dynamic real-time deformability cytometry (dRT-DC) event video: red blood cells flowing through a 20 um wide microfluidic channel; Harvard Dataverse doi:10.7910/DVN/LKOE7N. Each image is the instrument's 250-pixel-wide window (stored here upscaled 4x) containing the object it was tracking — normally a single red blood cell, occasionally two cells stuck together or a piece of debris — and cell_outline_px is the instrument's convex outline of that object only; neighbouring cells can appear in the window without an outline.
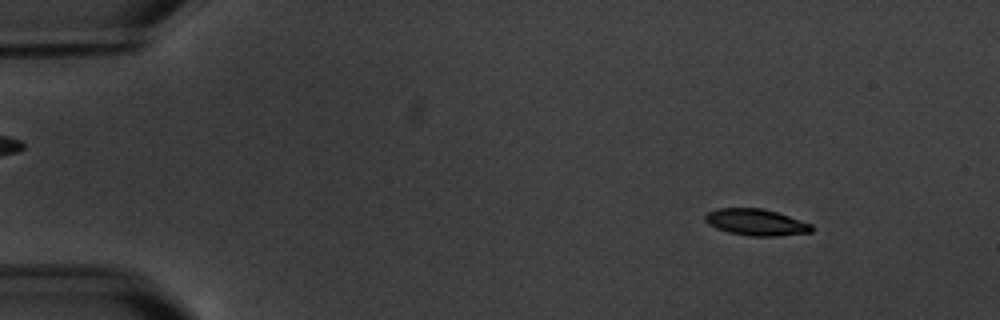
{"species": "common noctule bat (a hibernating species)", "species_latin": "Nyctalus noctula", "temperature_condition": "warm", "stored_images_in_passage": 17, "camera_frame_rate_fps": 3000, "um_per_image_px": 0.085, "animal": {"sex": "male", "body_mass_g": 20.1, "forearm_length_mm": 53.5}, "frame": {"image": 1, "passage_image": 3, "time_ms": 2.333, "image_size_px": [1000, 320], "cell_outline_px": [[812, 232], [776, 236], [752, 236], [728, 232], [716, 228], [708, 224], [704, 220], [704, 216], [708, 212], [716, 208], [760, 208], [776, 212], [812, 224]], "centroid_in_image_um": [64.23, 18.89], "position_along_channel_um": 20.8, "area_um2": 16.36}}
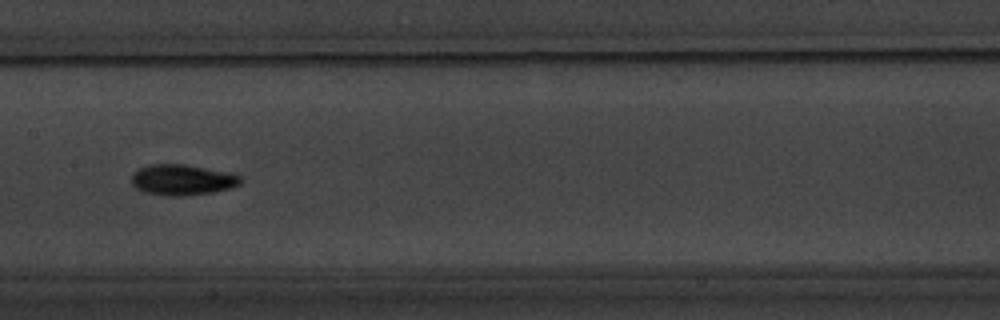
{"frame": {"image": 2, "passage_image": 9, "time_ms": 10.0, "image_size_px": [1000, 320], "cell_outline_px": [[240, 184], [228, 188], [212, 192], [184, 196], [168, 196], [144, 192], [136, 188], [132, 184], [132, 172], [148, 164], [184, 164], [224, 172], [240, 176]], "centroid_in_image_um": [15.41, 15.29], "position_along_channel_um": 192.0, "area_um2": 19.25}}
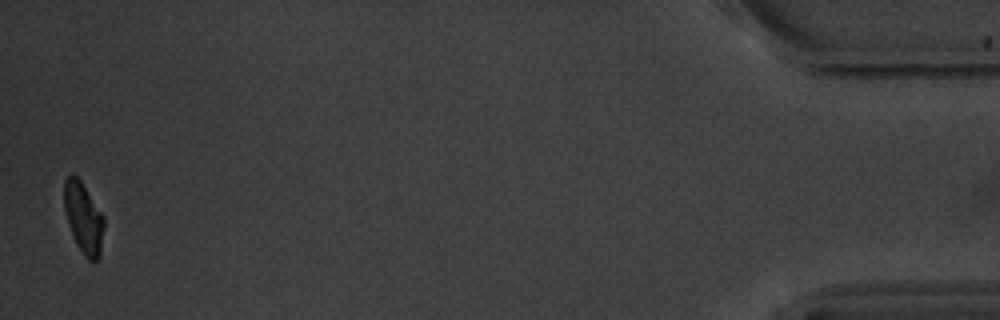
{"frame": {"image": 3, "passage_image": 17, "time_ms": 19.333, "image_size_px": [1000, 320], "cell_outline_px": [[104, 228], [100, 256], [92, 264], [84, 256], [76, 244], [72, 236], [68, 224], [64, 208], [64, 180], [72, 172], [80, 180], [104, 216]], "centroid_in_image_um": [7.1, 18.55], "position_along_channel_um": 428.1, "area_um2": 16.65}, "authors_computed_cell_mechanics": {"area_um2": 17.1088, "velocity_mm_per_s": 3.4561, "shape_relaxation_time_tau1_ms": 2.4985, "shape_relaxation_time_tau2_ms": 2.8302, "deformation_change_tau1": 0.1328, "deformation_change_tau2": 0.0585}}